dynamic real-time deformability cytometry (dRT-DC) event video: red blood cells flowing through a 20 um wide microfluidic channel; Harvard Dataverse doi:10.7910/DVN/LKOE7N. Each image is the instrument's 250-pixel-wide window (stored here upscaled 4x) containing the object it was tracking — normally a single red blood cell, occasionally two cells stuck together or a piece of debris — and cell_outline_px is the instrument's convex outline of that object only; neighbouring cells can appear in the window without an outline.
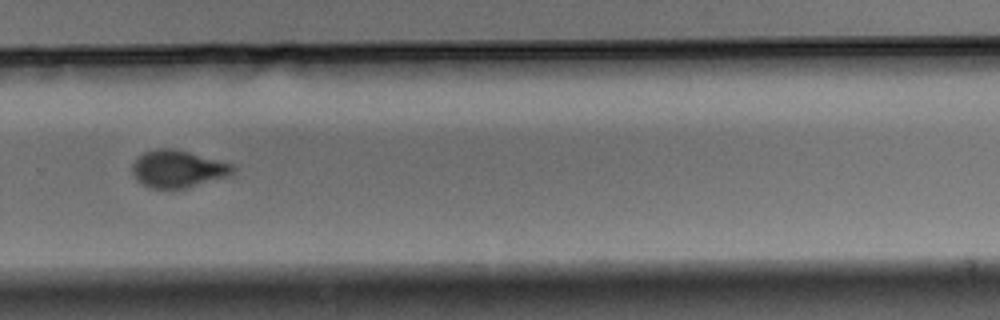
{"species": "Egyptian fruit bat (a non-hibernating species)", "species_latin": "Rousettus aegyptiacus", "temperature_condition": "warm", "stored_images_in_passage": 9, "camera_frame_rate_fps": 3000, "um_per_image_px": 0.085, "animal": {"sex": "male"}, "frame": {"image": 1, "passage_image": 9, "time_ms": 2.667, "image_size_px": [1000, 320], "cell_outline_px": [[236, 172], [228, 176], [184, 188], [152, 188], [136, 180], [132, 172], [132, 164], [144, 152], [156, 148], [176, 148], [232, 164], [236, 168]], "centroid_in_image_um": [15.13, 14.34], "position_along_channel_um": 314.7, "area_um2": 21.73}}